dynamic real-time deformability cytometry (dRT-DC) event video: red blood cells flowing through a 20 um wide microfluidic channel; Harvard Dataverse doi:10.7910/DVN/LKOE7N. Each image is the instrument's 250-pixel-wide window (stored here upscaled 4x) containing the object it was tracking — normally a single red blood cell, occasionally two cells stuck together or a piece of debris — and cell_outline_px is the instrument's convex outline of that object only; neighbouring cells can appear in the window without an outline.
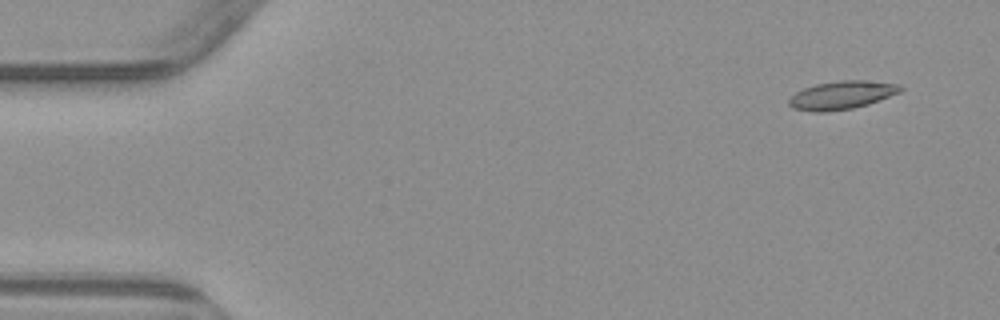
{"species": "common noctule bat (a hibernating species)", "species_latin": "Nyctalus noctula", "temperature_condition": "warm", "stored_images_in_passage": 3, "camera_frame_rate_fps": 3000, "um_per_image_px": 0.085, "animal": {"sex": "male", "body_mass_g": 23.1, "forearm_length_mm": 52.7}, "frame": {"image": 1, "passage_image": 3, "time_ms": 2.333, "image_size_px": [1000, 320], "cell_outline_px": [[904, 88], [900, 92], [880, 100], [868, 104], [852, 108], [828, 112], [812, 112], [792, 108], [788, 104], [788, 100], [796, 92], [804, 88], [816, 84], [840, 80], [864, 80], [900, 84]], "centroid_in_image_um": [71.55, 8.09], "position_along_channel_um": 13.4, "area_um2": 18.44}}